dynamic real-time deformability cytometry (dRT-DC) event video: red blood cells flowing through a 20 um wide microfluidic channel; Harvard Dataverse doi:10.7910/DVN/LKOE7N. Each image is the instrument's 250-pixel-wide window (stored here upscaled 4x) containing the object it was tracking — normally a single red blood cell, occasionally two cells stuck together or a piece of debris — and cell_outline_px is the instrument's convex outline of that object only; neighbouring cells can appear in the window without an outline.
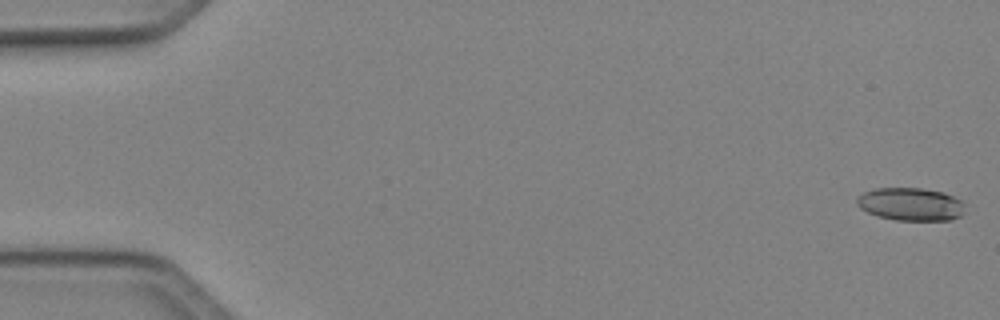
{"species": "Egyptian fruit bat (a non-hibernating species)", "species_latin": "Rousettus aegyptiacus", "temperature_condition": "cold", "stored_images_in_passage": 15, "camera_frame_rate_fps": 3000, "um_per_image_px": 0.085, "animal": {"sex": "female"}, "frame": {"image": 1, "passage_image": 1, "time_ms": 0.0, "image_size_px": [1000, 320], "cell_outline_px": [[964, 212], [960, 216], [948, 220], [896, 220], [880, 216], [868, 212], [860, 208], [856, 204], [856, 196], [872, 188], [920, 188], [944, 192], [960, 200], [964, 204]], "centroid_in_image_um": [77.38, 17.34], "position_along_channel_um": 7.6, "area_um2": 20.75}}
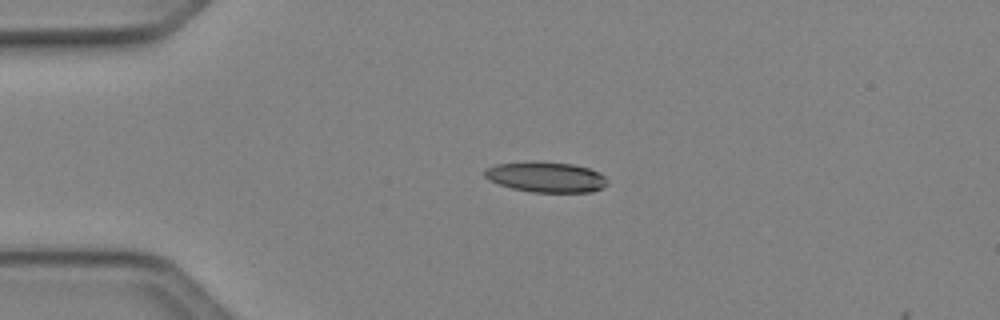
{"frame": {"image": 2, "passage_image": 12, "time_ms": 3.667, "image_size_px": [1000, 320], "cell_outline_px": [[608, 184], [604, 188], [592, 192], [532, 192], [512, 188], [488, 180], [484, 176], [484, 172], [488, 168], [496, 164], [572, 164], [588, 168], [600, 172], [608, 180]], "centroid_in_image_um": [46.5, 15.1], "position_along_channel_um": 38.5, "area_um2": 20.92}}